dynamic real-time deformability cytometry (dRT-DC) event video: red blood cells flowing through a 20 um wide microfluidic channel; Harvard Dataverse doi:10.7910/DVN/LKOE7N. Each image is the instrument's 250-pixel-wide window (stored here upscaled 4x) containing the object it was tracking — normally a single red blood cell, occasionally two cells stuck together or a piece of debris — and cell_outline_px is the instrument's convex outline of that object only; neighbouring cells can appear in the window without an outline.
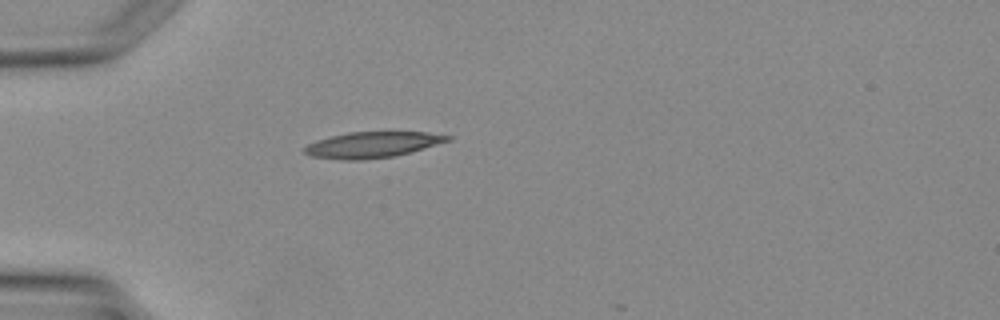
{"species": "Egyptian fruit bat (a non-hibernating species)", "species_latin": "Rousettus aegyptiacus", "temperature_condition": "warm", "stored_images_in_passage": 2, "camera_frame_rate_fps": 3000, "um_per_image_px": 0.085, "animal": {"sex": "female"}, "frame": {"image": 1, "passage_image": 2, "time_ms": 2.333, "image_size_px": [1000, 320], "cell_outline_px": [[452, 140], [408, 152], [392, 156], [360, 160], [344, 160], [312, 156], [304, 152], [304, 148], [308, 144], [316, 140], [348, 132], [428, 132], [452, 136]], "centroid_in_image_um": [31.65, 12.29], "position_along_channel_um": 53.4, "area_um2": 21.27}}